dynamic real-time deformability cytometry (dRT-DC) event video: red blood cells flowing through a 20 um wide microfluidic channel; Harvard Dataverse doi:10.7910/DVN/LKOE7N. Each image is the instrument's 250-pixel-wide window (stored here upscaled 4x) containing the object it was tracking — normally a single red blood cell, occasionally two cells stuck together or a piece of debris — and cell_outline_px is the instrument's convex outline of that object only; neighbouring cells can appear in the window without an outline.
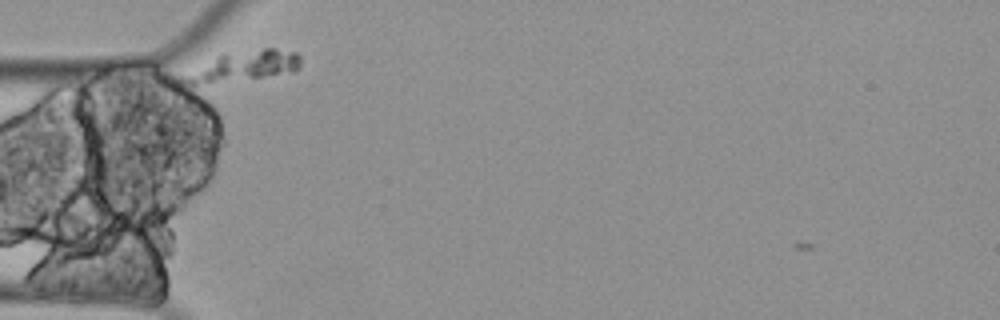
{"species": "Egyptian fruit bat (a non-hibernating species)", "species_latin": "Rousettus aegyptiacus", "temperature_condition": "cold", "stored_images_in_passage": 2, "camera_frame_rate_fps": 3000, "um_per_image_px": 0.085, "animal": {"sex": "female"}, "frame": {"image": 1, "passage_image": 1, "time_ms": 0.0, "image_size_px": [1000, 320], "cell_outline_px": [[300, 68], [296, 72], [196, 88], [180, 80], [176, 76], [224, 52], [264, 48], [276, 48], [296, 52], [300, 56]], "centroid_in_image_um": [20.56, 5.68], "position_along_channel_um": 64.4, "area_um2": 22.2}}
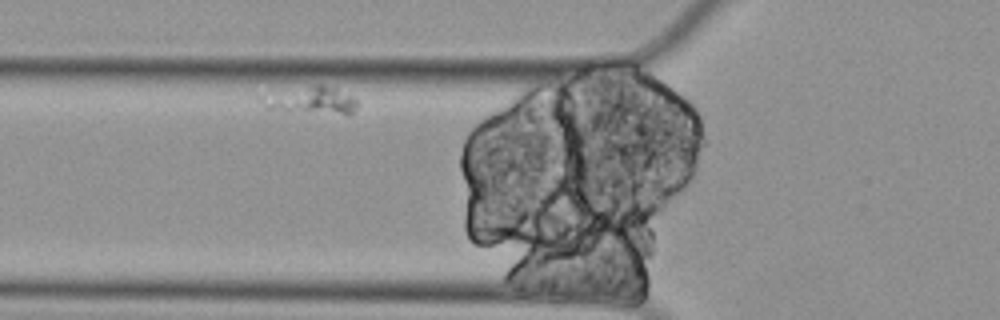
{"frame": {"image": 2, "passage_image": 2, "time_ms": 0.333, "image_size_px": [1000, 320], "cell_outline_px": [[356, 108], [348, 116], [264, 108], [256, 96], [256, 92], [312, 84], [324, 84], [336, 88], [352, 96], [356, 100]], "centroid_in_image_um": [26.27, 8.48], "position_along_channel_um": 99.5, "area_um2": 16.53}}